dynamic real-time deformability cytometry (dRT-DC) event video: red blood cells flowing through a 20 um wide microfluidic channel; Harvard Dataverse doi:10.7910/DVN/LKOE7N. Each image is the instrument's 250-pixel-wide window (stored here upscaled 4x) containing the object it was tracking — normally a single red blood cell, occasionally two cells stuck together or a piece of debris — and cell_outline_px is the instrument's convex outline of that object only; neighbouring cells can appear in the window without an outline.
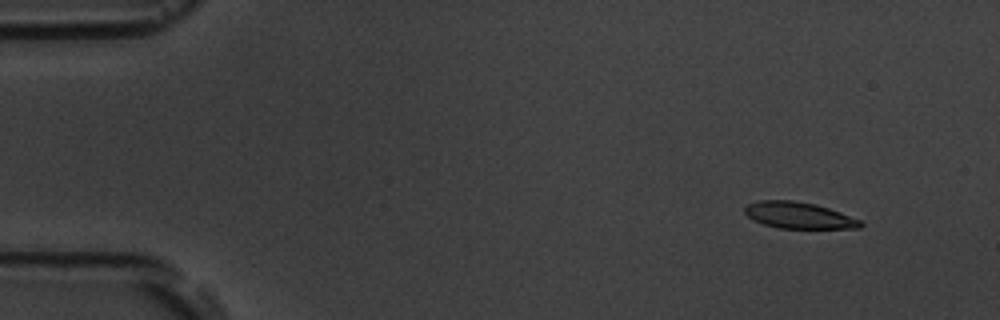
{"species": "common noctule bat (a hibernating species)", "species_latin": "Nyctalus noctula", "temperature_condition": "room temperature", "stored_images_in_passage": 4, "camera_frame_rate_fps": 3000, "um_per_image_px": 0.085, "animal": {"sex": "male", "body_mass_g": 19.5, "forearm_length_mm": 54.6}, "frame": {"image": 1, "passage_image": 1, "time_ms": 0.0, "image_size_px": [1000, 320], "cell_outline_px": [[864, 224], [860, 228], [776, 228], [752, 220], [744, 212], [744, 208], [748, 204], [760, 200], [792, 200], [816, 204], [840, 212], [860, 220]], "centroid_in_image_um": [67.88, 18.3], "position_along_channel_um": 17.1, "area_um2": 17.8}}
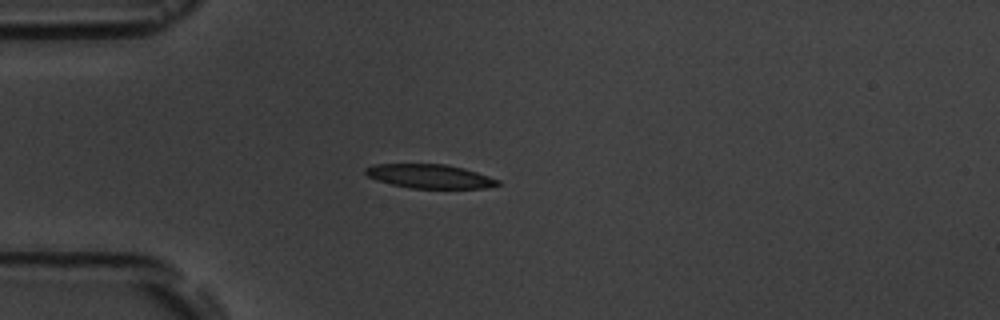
{"frame": {"image": 2, "passage_image": 4, "time_ms": 3.333, "image_size_px": [1000, 320], "cell_outline_px": [[500, 184], [484, 188], [408, 188], [376, 180], [368, 176], [364, 172], [364, 168], [372, 164], [444, 164], [464, 168], [500, 180]], "centroid_in_image_um": [36.49, 14.98], "position_along_channel_um": 48.5, "area_um2": 18.44}}